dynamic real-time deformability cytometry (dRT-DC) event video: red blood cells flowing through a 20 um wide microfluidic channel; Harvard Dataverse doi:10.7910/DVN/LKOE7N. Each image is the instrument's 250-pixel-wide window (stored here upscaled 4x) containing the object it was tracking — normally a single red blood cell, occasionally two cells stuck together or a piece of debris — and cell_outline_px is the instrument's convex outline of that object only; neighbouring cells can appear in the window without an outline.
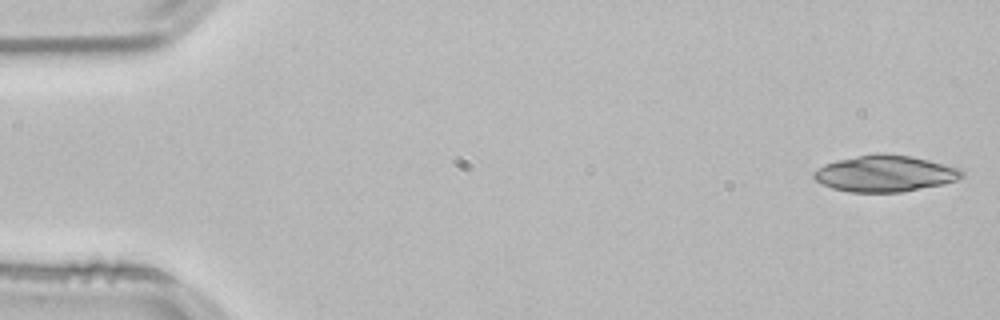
{"species": "common noctule bat (a hibernating species)", "species_latin": "Nyctalus noctula", "temperature_condition": "room temperature", "stored_images_in_passage": 27, "camera_frame_rate_fps": 3000, "um_per_image_px": 0.085, "animal": {"sex": "male", "body_mass_g": 21.5, "forearm_length_mm": 52.0}, "frame": {"image": 1, "passage_image": 1, "time_ms": 0.0, "image_size_px": [1000, 320], "cell_outline_px": [[964, 176], [956, 180], [944, 184], [904, 192], [848, 192], [832, 188], [820, 184], [812, 176], [812, 172], [816, 168], [824, 164], [836, 160], [876, 152], [884, 152], [912, 156], [960, 168], [964, 172]], "centroid_in_image_um": [75.2, 14.74], "position_along_channel_um": 9.8, "area_um2": 31.91}}